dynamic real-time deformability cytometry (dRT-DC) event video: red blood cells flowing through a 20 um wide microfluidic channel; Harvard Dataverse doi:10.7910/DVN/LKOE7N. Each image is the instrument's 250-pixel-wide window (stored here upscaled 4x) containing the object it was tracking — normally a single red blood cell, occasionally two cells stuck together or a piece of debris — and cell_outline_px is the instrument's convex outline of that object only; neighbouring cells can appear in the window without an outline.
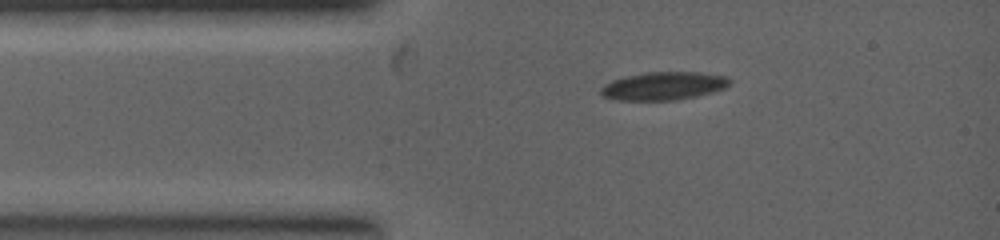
{"species": "common noctule bat (a hibernating species)", "species_latin": "Nyctalus noctula", "temperature_condition": "warm", "stored_images_in_passage": 9, "camera_frame_rate_fps": 5000, "um_per_image_px": 0.085, "animal": {"sex": "female", "body_mass_g": 19.0, "forearm_length_mm": 53.3}, "frame": {"image": 1, "passage_image": 3, "time_ms": 0.8, "image_size_px": [1000, 240], "cell_outline_px": [[732, 80], [724, 88], [712, 92], [696, 96], [672, 100], [616, 100], [604, 96], [600, 92], [600, 88], [604, 84], [612, 80], [628, 76], [648, 72], [696, 72], [728, 76]], "centroid_in_image_um": [56.41, 7.3], "position_along_channel_um": 28.6, "area_um2": 20.92}}
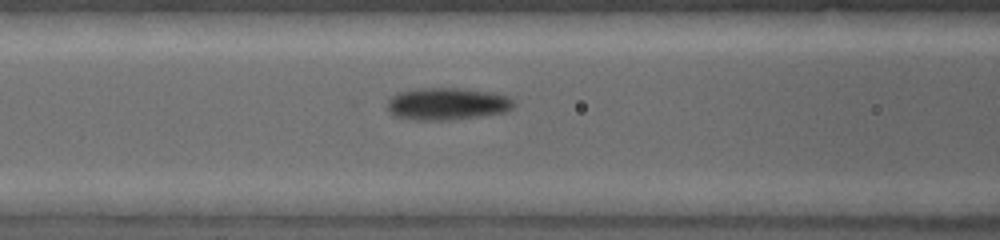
{"frame": {"image": 2, "passage_image": 7, "time_ms": 2.6, "image_size_px": [1000, 240], "cell_outline_px": [[512, 108], [504, 112], [480, 116], [452, 120], [416, 120], [396, 116], [388, 108], [388, 100], [404, 92], [428, 88], [456, 88], [492, 92], [504, 96], [512, 100]], "centroid_in_image_um": [38.04, 8.84], "position_along_channel_um": 128.6, "area_um2": 23.0}}